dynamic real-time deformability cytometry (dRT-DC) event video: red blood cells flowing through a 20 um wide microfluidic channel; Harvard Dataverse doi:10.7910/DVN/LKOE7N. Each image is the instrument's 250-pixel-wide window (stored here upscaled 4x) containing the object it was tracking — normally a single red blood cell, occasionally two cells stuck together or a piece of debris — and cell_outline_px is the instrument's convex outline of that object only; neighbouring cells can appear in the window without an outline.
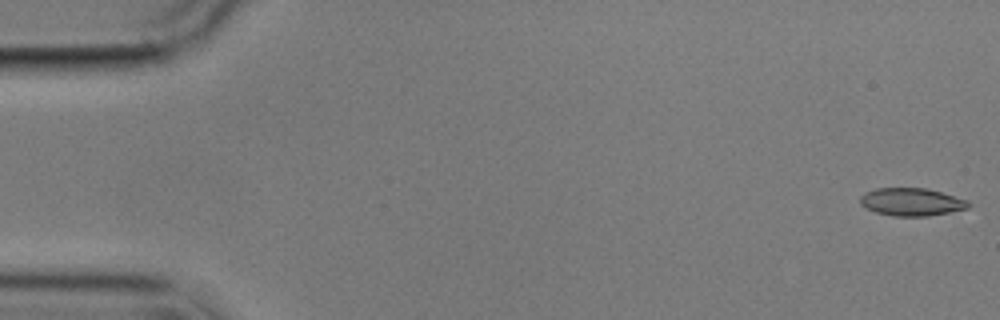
{"species": "common noctule bat (a hibernating species)", "species_latin": "Nyctalus noctula", "temperature_condition": "cold", "stored_images_in_passage": 8, "camera_frame_rate_fps": 3000, "um_per_image_px": 0.085, "animal": {"sex": "male", "body_mass_g": 17.9}, "frame": {"image": 1, "passage_image": 1, "time_ms": 0.0, "image_size_px": [1000, 320], "cell_outline_px": [[968, 208], [928, 216], [892, 216], [876, 212], [864, 208], [860, 204], [860, 196], [864, 192], [876, 188], [924, 188], [940, 192], [968, 200]], "centroid_in_image_um": [77.41, 17.16], "position_along_channel_um": 7.6, "area_um2": 17.46}}
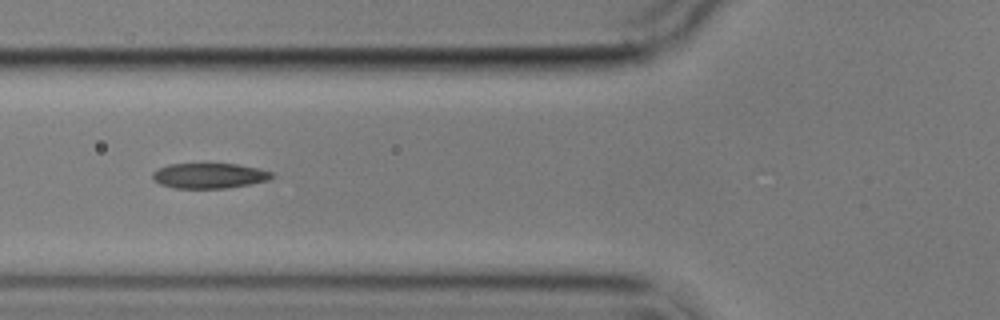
{"frame": {"image": 2, "passage_image": 6, "time_ms": 6.667, "image_size_px": [1000, 320], "cell_outline_px": [[276, 176], [268, 180], [252, 184], [228, 188], [176, 188], [160, 184], [152, 180], [152, 172], [156, 168], [168, 164], [236, 164], [260, 168], [272, 172]], "centroid_in_image_um": [17.79, 14.93], "position_along_channel_um": 108.0, "area_um2": 17.8}}
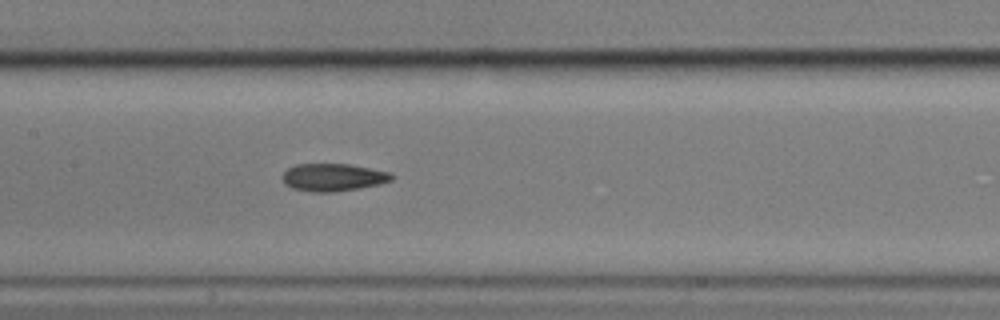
{"frame": {"image": 3, "passage_image": 8, "time_ms": 8.667, "image_size_px": [1000, 320], "cell_outline_px": [[396, 176], [392, 180], [380, 184], [360, 188], [332, 192], [312, 192], [292, 188], [284, 184], [280, 176], [288, 168], [296, 164], [348, 164], [392, 172]], "centroid_in_image_um": [28.32, 15.07], "position_along_channel_um": 179.1, "area_um2": 17.8}}